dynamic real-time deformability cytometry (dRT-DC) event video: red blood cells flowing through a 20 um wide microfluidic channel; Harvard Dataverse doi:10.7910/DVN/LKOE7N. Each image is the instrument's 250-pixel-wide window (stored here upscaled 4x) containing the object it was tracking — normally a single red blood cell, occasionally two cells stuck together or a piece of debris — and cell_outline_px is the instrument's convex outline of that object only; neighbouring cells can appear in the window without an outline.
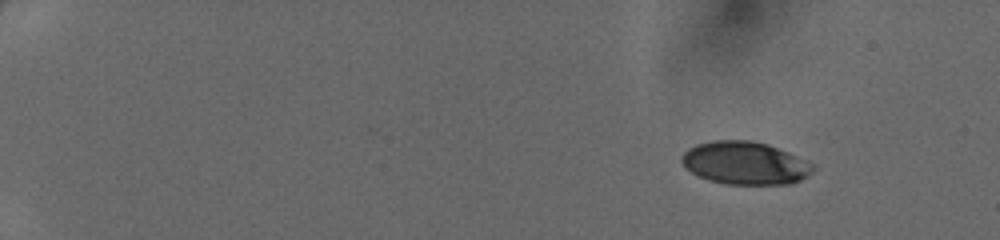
{"species": "human", "species_latin": "Homo sapiens", "temperature_condition": "cold", "stored_images_in_passage": 44, "camera_frame_rate_fps": 3000, "um_per_image_px": 0.085, "donor": {"sex": "female"}, "frame": {"image": 1, "passage_image": 1, "time_ms": 0.0, "image_size_px": [1000, 240], "cell_outline_px": [[816, 168], [812, 172], [800, 180], [788, 184], [728, 184], [708, 180], [692, 172], [680, 160], [684, 152], [688, 148], [696, 144], [712, 140], [752, 140], [768, 144], [788, 152], [812, 164]], "centroid_in_image_um": [63.32, 13.85], "position_along_channel_um": 21.7, "area_um2": 32.6}}
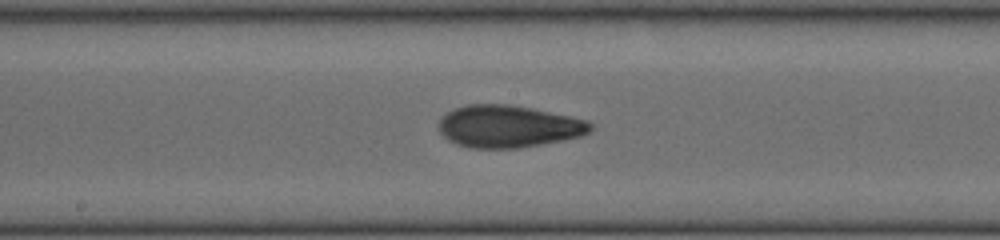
{"frame": {"image": 2, "passage_image": 24, "time_ms": 7.667, "image_size_px": [1000, 240], "cell_outline_px": [[592, 128], [588, 132], [580, 136], [564, 140], [520, 148], [472, 148], [456, 144], [448, 140], [440, 132], [440, 120], [448, 112], [456, 108], [468, 104], [508, 104], [532, 108], [572, 116], [588, 120], [592, 124]], "centroid_in_image_um": [43.24, 10.74], "position_along_channel_um": 205.0, "area_um2": 37.28}}
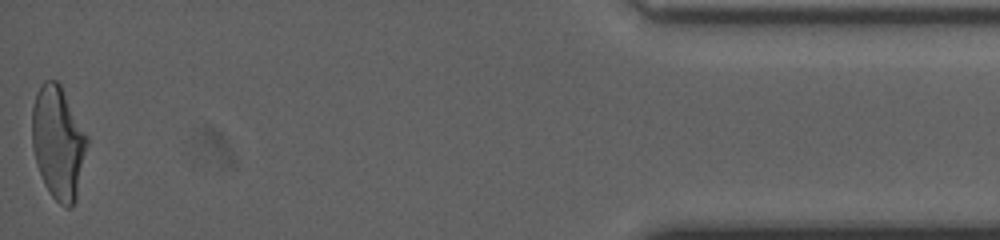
{"frame": {"image": 3, "passage_image": 44, "time_ms": 14.333, "image_size_px": [1000, 240], "cell_outline_px": [[88, 144], [76, 200], [72, 208], [68, 208], [60, 204], [52, 196], [44, 184], [36, 164], [32, 148], [32, 108], [36, 92], [44, 80], [56, 80], [60, 84], [88, 136]], "centroid_in_image_um": [4.94, 12.12], "position_along_channel_um": 430.3, "area_um2": 36.41}}